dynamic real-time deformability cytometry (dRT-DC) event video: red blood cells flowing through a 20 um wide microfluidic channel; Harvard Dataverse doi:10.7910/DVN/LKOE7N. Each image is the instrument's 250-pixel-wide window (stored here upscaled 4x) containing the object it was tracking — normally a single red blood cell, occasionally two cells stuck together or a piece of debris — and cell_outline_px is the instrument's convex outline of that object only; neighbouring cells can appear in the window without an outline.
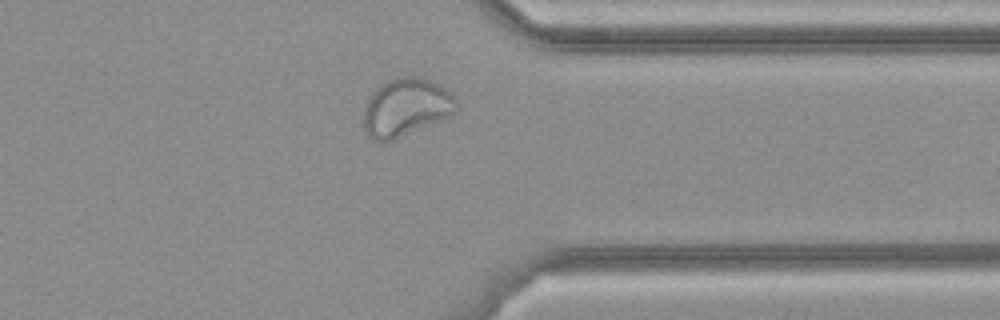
{"species": "common noctule bat (a hibernating species)", "species_latin": "Nyctalus noctula", "temperature_condition": "cold", "stored_images_in_passage": 30, "camera_frame_rate_fps": 3000, "um_per_image_px": 0.085, "animal": {"sex": "female", "body_mass_g": 21.9}, "frame": {"image": 1, "passage_image": 22, "time_ms": 7.0, "image_size_px": [1000, 320], "cell_outline_px": [[456, 108], [452, 112], [436, 120], [388, 140], [372, 140], [364, 132], [364, 108], [368, 100], [380, 84], [400, 76], [416, 76], [440, 84], [456, 100]], "centroid_in_image_um": [34.43, 9.07], "position_along_channel_um": 377.0, "area_um2": 29.88}}